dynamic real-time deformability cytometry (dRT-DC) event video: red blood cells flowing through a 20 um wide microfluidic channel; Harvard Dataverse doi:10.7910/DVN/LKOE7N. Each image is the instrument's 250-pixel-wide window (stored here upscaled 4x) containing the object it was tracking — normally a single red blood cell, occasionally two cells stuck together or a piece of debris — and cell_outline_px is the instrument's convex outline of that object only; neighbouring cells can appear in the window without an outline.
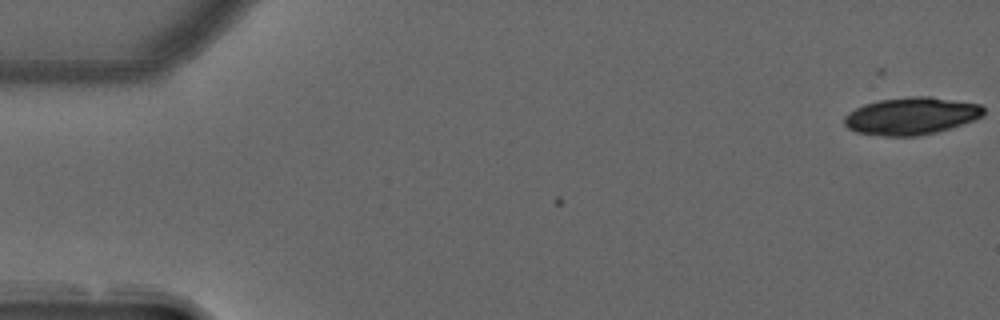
{"species": "common noctule bat (a hibernating species)", "species_latin": "Nyctalus noctula", "temperature_condition": "warm", "stored_images_in_passage": 3, "camera_frame_rate_fps": 3000, "um_per_image_px": 0.085, "animal": {"sex": "male", "forearm_length_mm": 52.5}, "frame": {"image": 1, "passage_image": 3, "time_ms": 0.667, "image_size_px": [1000, 320], "cell_outline_px": [[984, 116], [936, 132], [916, 136], [884, 136], [856, 132], [848, 128], [844, 124], [844, 116], [848, 112], [864, 104], [880, 100], [908, 96], [928, 96], [980, 104], [984, 108]], "centroid_in_image_um": [77.43, 9.85], "position_along_channel_um": 7.6, "area_um2": 30.17}}